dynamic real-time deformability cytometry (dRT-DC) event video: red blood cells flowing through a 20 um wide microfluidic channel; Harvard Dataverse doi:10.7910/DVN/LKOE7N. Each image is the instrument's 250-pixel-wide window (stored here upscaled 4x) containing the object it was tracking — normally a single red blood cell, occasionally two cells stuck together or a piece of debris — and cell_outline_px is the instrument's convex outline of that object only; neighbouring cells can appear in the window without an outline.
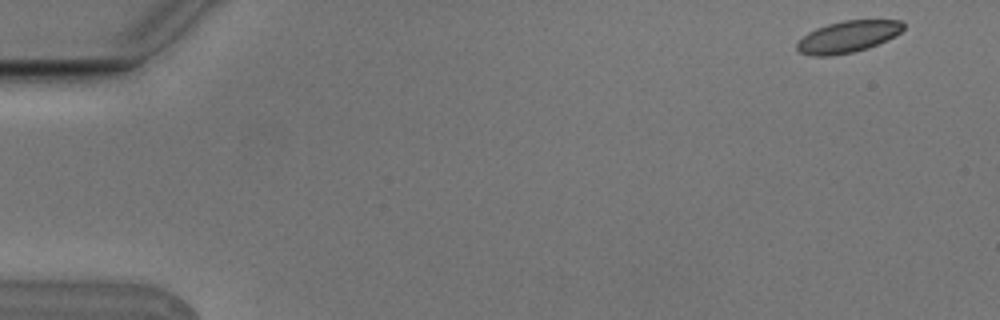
{"species": "Egyptian fruit bat (a non-hibernating species)", "species_latin": "Rousettus aegyptiacus", "temperature_condition": "cold", "stored_images_in_passage": 5, "camera_frame_rate_fps": 3000, "um_per_image_px": 0.085, "animal": {"sex": "male"}, "frame": {"image": 1, "passage_image": 1, "time_ms": 0.0, "image_size_px": [1000, 320], "cell_outline_px": [[904, 28], [896, 36], [868, 48], [852, 52], [828, 56], [812, 56], [800, 52], [796, 48], [796, 44], [808, 32], [816, 28], [828, 24], [844, 20], [900, 20], [904, 24]], "centroid_in_image_um": [72.07, 3.12], "position_along_channel_um": 12.9, "area_um2": 19.54}}
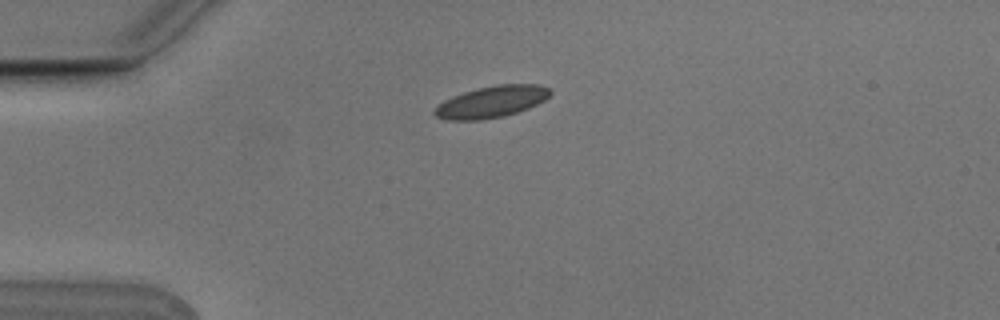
{"frame": {"image": 2, "passage_image": 4, "time_ms": 1.0, "image_size_px": [1000, 320], "cell_outline_px": [[552, 92], [544, 100], [528, 108], [504, 116], [480, 120], [444, 120], [436, 116], [432, 112], [436, 104], [452, 96], [464, 92], [496, 84], [540, 84], [548, 88]], "centroid_in_image_um": [41.73, 8.66], "position_along_channel_um": 43.3, "area_um2": 21.33}}